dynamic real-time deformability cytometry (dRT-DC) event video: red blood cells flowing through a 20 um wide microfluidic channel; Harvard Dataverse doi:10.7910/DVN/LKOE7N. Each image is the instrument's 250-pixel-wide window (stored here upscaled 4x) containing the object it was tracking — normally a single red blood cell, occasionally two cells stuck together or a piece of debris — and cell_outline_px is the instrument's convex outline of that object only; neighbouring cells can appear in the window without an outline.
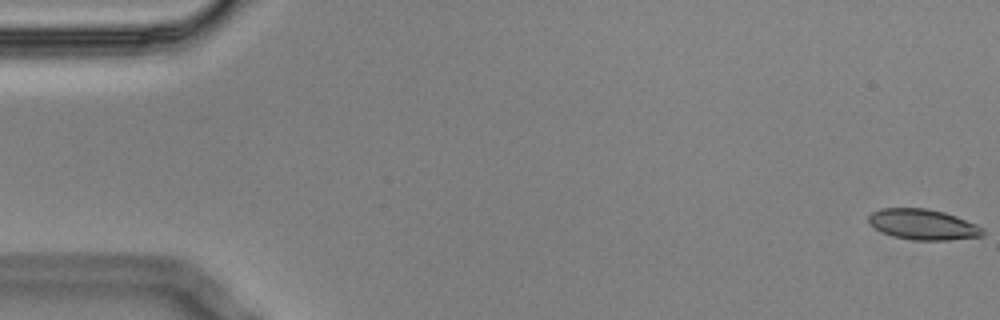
{"species": "Egyptian fruit bat (a non-hibernating species)", "species_latin": "Rousettus aegyptiacus", "temperature_condition": "cold", "stored_images_in_passage": 10, "camera_frame_rate_fps": 3000, "um_per_image_px": 0.085, "animal": {"sex": "male"}, "frame": {"image": 1, "passage_image": 1, "time_ms": 0.0, "image_size_px": [1000, 320], "cell_outline_px": [[984, 236], [948, 240], [912, 240], [892, 236], [880, 232], [868, 220], [868, 216], [872, 212], [880, 208], [924, 208], [944, 212], [956, 216], [976, 224], [984, 228]], "centroid_in_image_um": [78.47, 19.08], "position_along_channel_um": 6.5, "area_um2": 20.4}}
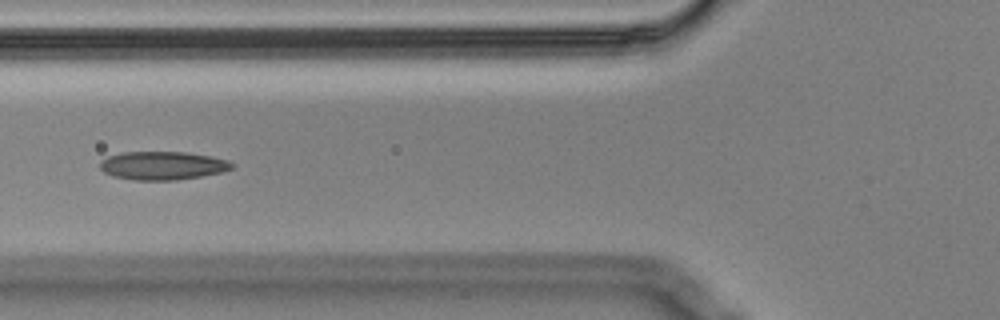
{"frame": {"image": 2, "passage_image": 7, "time_ms": 2.0, "image_size_px": [1000, 320], "cell_outline_px": [[236, 164], [232, 168], [224, 172], [176, 180], [136, 180], [112, 176], [104, 172], [100, 168], [100, 160], [108, 156], [120, 152], [188, 152], [228, 160]], "centroid_in_image_um": [13.82, 14.07], "position_along_channel_um": 112.0, "area_um2": 21.91}}
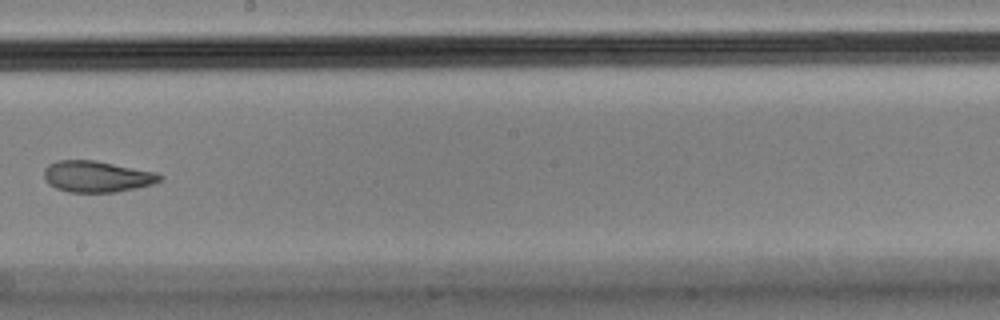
{"frame": {"image": 3, "passage_image": 10, "time_ms": 3.0, "image_size_px": [1000, 320], "cell_outline_px": [[164, 176], [160, 180], [152, 184], [112, 192], [68, 192], [56, 188], [48, 184], [44, 180], [44, 168], [48, 164], [56, 160], [96, 160], [156, 172]], "centroid_in_image_um": [8.18, 14.99], "position_along_channel_um": 240.0, "area_um2": 21.1}}